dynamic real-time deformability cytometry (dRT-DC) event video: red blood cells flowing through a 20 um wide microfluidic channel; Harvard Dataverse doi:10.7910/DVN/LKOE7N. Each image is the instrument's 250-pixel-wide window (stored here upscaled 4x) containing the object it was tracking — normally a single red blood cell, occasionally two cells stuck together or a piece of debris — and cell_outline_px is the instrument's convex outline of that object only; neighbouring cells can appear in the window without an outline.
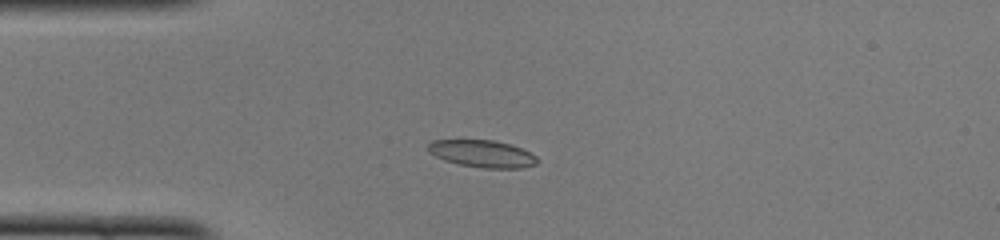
{"species": "common noctule bat (a hibernating species)", "species_latin": "Nyctalus noctula", "temperature_condition": "cold", "stored_images_in_passage": 39, "camera_frame_rate_fps": 3000, "um_per_image_px": 0.085, "animal": {"sex": "female", "body_mass_g": 22.0, "forearm_length_mm": 56.7}, "frame": {"image": 1, "passage_image": 2, "time_ms": 0.333, "image_size_px": [1000, 240], "cell_outline_px": [[536, 164], [524, 168], [484, 168], [460, 164], [444, 160], [436, 156], [428, 148], [428, 144], [432, 140], [492, 140], [512, 144], [536, 156]], "centroid_in_image_um": [41.01, 13.06], "position_along_channel_um": 44.0, "area_um2": 17.05}}
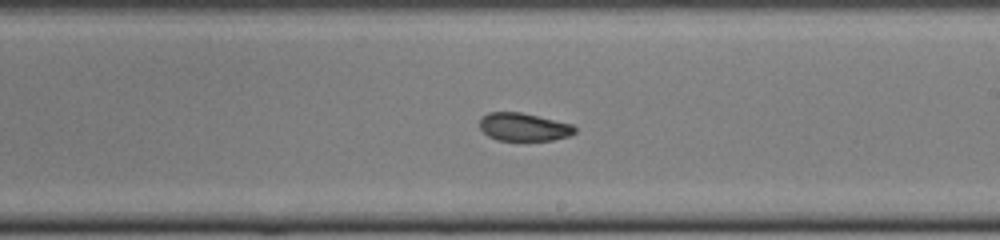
{"frame": {"image": 2, "passage_image": 18, "time_ms": 5.667, "image_size_px": [1000, 240], "cell_outline_px": [[576, 132], [568, 136], [552, 140], [496, 140], [488, 136], [480, 128], [480, 116], [488, 112], [520, 112], [572, 124], [576, 128]], "centroid_in_image_um": [44.49, 10.79], "position_along_channel_um": 244.5, "area_um2": 15.49}}
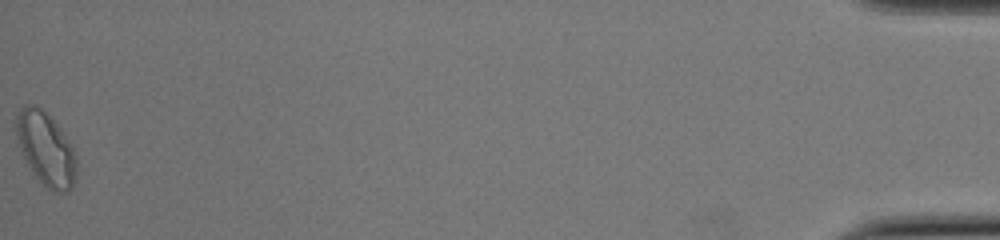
{"frame": {"image": 3, "passage_image": 39, "time_ms": 12.667, "image_size_px": [1000, 240], "cell_outline_px": [[76, 176], [72, 188], [68, 192], [52, 192], [32, 176], [20, 152], [12, 120], [20, 108], [24, 104], [36, 104], [64, 132], [72, 144], [76, 156]], "centroid_in_image_um": [3.85, 12.66], "position_along_channel_um": 431.4, "area_um2": 26.76}, "authors_computed_cell_mechanics": {"area_um2": 16.762, "velocity_mm_per_s": 4.0794, "shape_relaxation_time_tau1_ms": null, "shape_relaxation_time_tau2_ms": 1.8124, "deformation_change_tau1": null, "deformation_change_tau2": 0.0658}}